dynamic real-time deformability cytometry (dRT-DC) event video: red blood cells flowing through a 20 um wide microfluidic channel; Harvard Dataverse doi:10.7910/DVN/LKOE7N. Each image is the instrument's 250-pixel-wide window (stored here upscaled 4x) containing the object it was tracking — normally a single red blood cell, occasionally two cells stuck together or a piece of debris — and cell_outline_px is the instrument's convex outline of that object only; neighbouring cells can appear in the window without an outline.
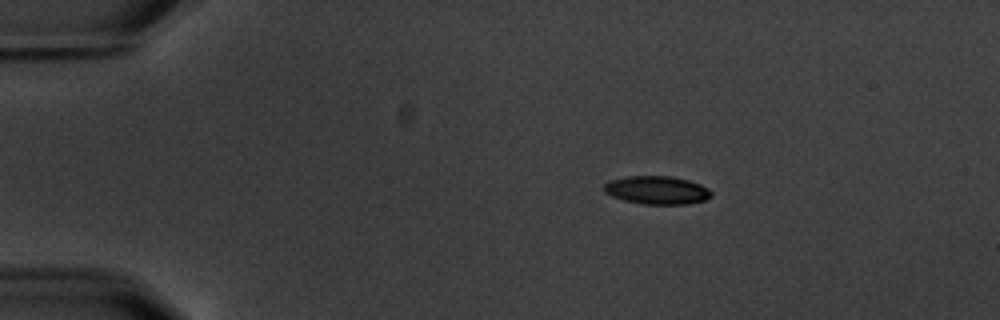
{"species": "common noctule bat (a hibernating species)", "species_latin": "Nyctalus noctula", "temperature_condition": "warm", "stored_images_in_passage": 3, "camera_frame_rate_fps": 3000, "um_per_image_px": 0.085, "animal": {"sex": "male", "body_mass_g": 20.1, "forearm_length_mm": 53.5}, "frame": {"image": 1, "passage_image": 1, "time_ms": 0.0, "image_size_px": [1000, 320], "cell_outline_px": [[712, 196], [704, 200], [688, 204], [644, 204], [624, 200], [612, 196], [604, 192], [604, 184], [608, 180], [628, 176], [668, 176], [688, 180], [700, 184], [708, 188], [712, 192]], "centroid_in_image_um": [55.83, 16.16], "position_along_channel_um": 29.2, "area_um2": 17.63}}